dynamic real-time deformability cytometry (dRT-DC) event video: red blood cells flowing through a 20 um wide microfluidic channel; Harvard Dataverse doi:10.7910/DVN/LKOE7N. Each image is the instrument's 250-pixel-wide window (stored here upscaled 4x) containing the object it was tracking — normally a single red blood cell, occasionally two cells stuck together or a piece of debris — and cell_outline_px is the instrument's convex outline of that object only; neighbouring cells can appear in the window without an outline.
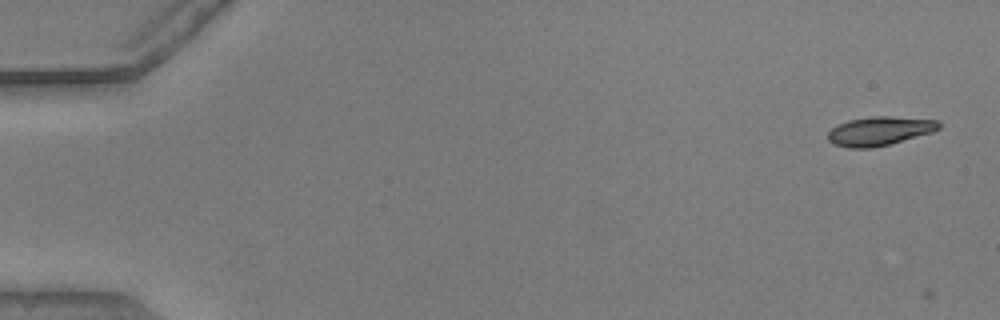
{"species": "common noctule bat (a hibernating species)", "species_latin": "Nyctalus noctula", "temperature_condition": "warm", "stored_images_in_passage": 4, "camera_frame_rate_fps": 3000, "um_per_image_px": 0.085, "animal": {"sex": "male", "body_mass_g": 20.5, "forearm_length_mm": 52.5}, "frame": {"image": 1, "passage_image": 2, "time_ms": 0.333, "image_size_px": [1000, 320], "cell_outline_px": [[940, 128], [932, 132], [888, 144], [872, 148], [848, 148], [832, 144], [828, 140], [828, 132], [832, 128], [848, 120], [872, 116], [892, 116], [936, 120], [940, 124]], "centroid_in_image_um": [74.73, 11.14], "position_along_channel_um": 10.3, "area_um2": 18.55}}